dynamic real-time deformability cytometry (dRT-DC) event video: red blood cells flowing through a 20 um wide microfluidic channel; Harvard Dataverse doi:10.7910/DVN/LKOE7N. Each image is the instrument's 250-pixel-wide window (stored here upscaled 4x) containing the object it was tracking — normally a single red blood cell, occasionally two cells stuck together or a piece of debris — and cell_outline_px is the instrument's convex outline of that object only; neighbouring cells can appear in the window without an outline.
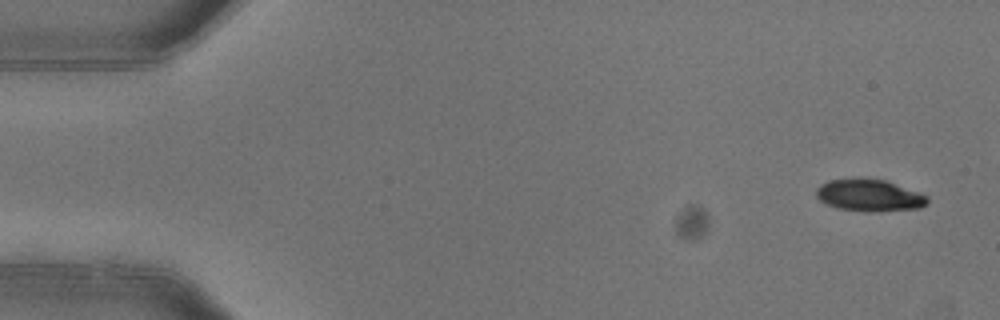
{"species": "common noctule bat (a hibernating species)", "species_latin": "Nyctalus noctula", "temperature_condition": "warm", "stored_images_in_passage": 5, "camera_frame_rate_fps": 3000, "um_per_image_px": 0.085, "animal": {"sex": "female"}, "frame": {"image": 1, "passage_image": 1, "time_ms": 0.0, "image_size_px": [1000, 320], "cell_outline_px": [[928, 204], [920, 208], [880, 212], [864, 212], [836, 208], [820, 200], [816, 196], [816, 188], [820, 184], [828, 180], [856, 176], [868, 176], [884, 180], [920, 192], [928, 196]], "centroid_in_image_um": [73.88, 16.58], "position_along_channel_um": 11.1, "area_um2": 21.56}}